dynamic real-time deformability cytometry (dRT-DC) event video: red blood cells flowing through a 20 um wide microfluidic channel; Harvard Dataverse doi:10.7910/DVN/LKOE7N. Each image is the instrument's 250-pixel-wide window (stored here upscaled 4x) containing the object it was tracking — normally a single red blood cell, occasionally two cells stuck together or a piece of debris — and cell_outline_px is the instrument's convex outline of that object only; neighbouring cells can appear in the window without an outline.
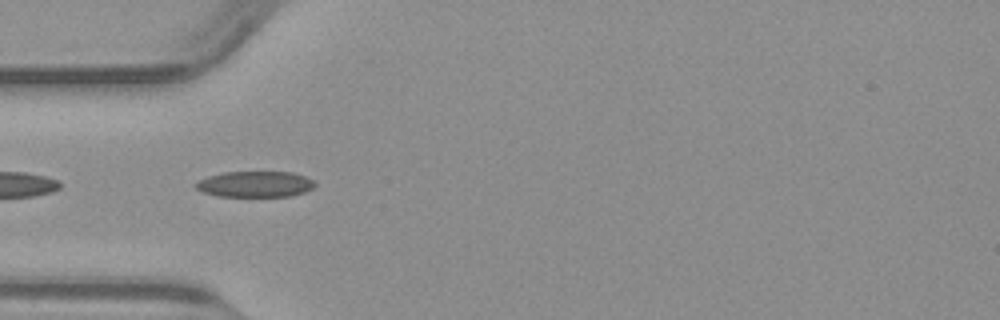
{"species": "common noctule bat (a hibernating species)", "species_latin": "Nyctalus noctula", "temperature_condition": "warm", "stored_images_in_passage": 25, "camera_frame_rate_fps": 3000, "um_per_image_px": 0.085, "animal": {"sex": "male", "body_mass_g": 23.1, "forearm_length_mm": 52.7}, "frame": {"image": 1, "passage_image": 14, "time_ms": 4.333, "image_size_px": [1000, 320], "cell_outline_px": [[316, 184], [312, 188], [304, 192], [292, 196], [216, 196], [204, 192], [196, 188], [192, 184], [208, 176], [224, 172], [292, 172], [304, 176], [312, 180]], "centroid_in_image_um": [21.67, 15.65], "position_along_channel_um": 63.3, "area_um2": 17.92}}
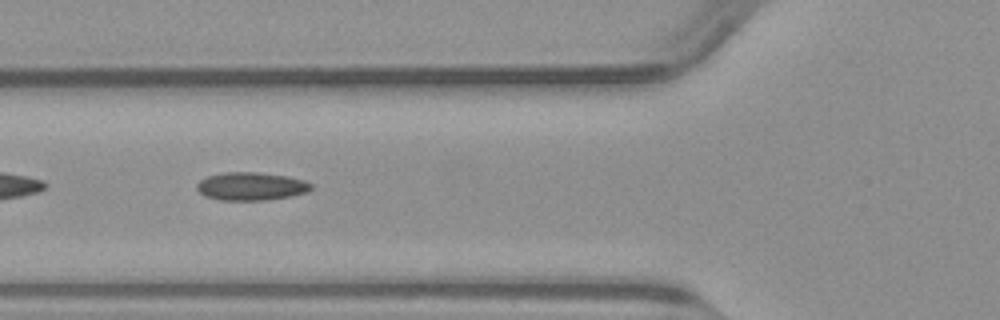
{"frame": {"image": 2, "passage_image": 17, "time_ms": 5.333, "image_size_px": [1000, 320], "cell_outline_px": [[312, 188], [308, 192], [292, 196], [268, 200], [220, 200], [204, 196], [196, 188], [196, 184], [200, 180], [208, 176], [224, 172], [256, 172], [288, 176], [304, 180], [312, 184]], "centroid_in_image_um": [21.35, 15.84], "position_along_channel_um": 104.4, "area_um2": 18.84}}
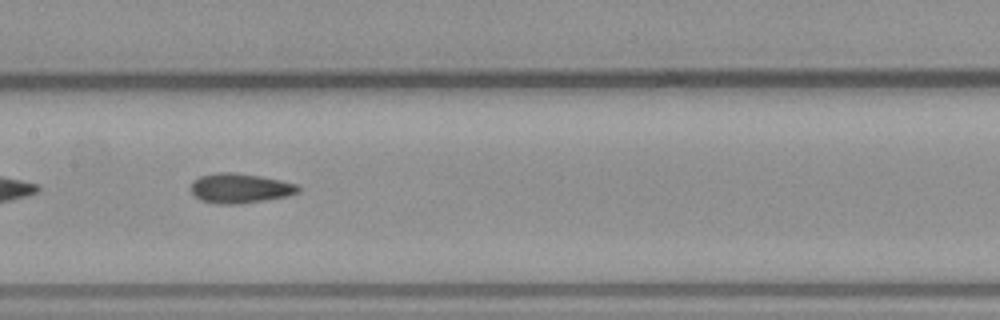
{"frame": {"image": 3, "passage_image": 23, "time_ms": 7.333, "image_size_px": [1000, 320], "cell_outline_px": [[300, 192], [288, 196], [264, 200], [236, 204], [216, 204], [200, 200], [192, 192], [192, 180], [200, 176], [216, 172], [232, 172], [260, 176], [280, 180], [296, 184], [300, 188]], "centroid_in_image_um": [20.4, 16.0], "position_along_channel_um": 187.0, "area_um2": 18.55}}